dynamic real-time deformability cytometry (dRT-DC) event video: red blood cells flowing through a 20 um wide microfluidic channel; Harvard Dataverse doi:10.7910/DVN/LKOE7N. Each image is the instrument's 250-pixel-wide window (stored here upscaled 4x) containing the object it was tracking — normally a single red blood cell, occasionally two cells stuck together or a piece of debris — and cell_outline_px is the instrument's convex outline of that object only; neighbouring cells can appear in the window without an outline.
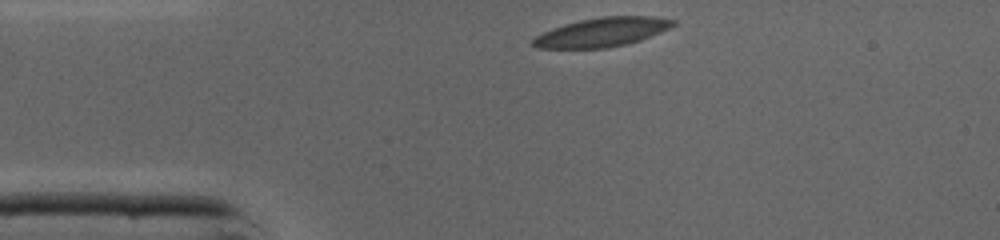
{"species": "common noctule bat (a hibernating species)", "species_latin": "Nyctalus noctula", "temperature_condition": "cold", "stored_images_in_passage": 29, "camera_frame_rate_fps": 3000, "um_per_image_px": 0.085, "animal": {"sex": "male", "body_mass_g": 19.0, "forearm_length_mm": 50.8}, "frame": {"image": 1, "passage_image": 1, "time_ms": 0.0, "image_size_px": [1000, 240], "cell_outline_px": [[676, 24], [660, 32], [640, 40], [628, 44], [608, 48], [536, 48], [532, 44], [532, 40], [536, 36], [544, 32], [564, 24], [580, 20], [604, 16], [652, 16], [676, 20]], "centroid_in_image_um": [51.19, 2.74], "position_along_channel_um": 33.8, "area_um2": 23.58}}
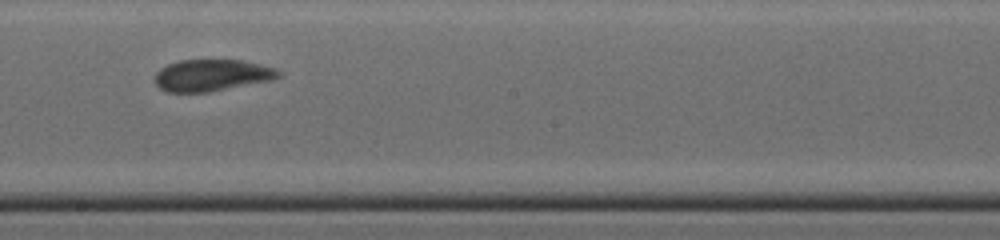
{"frame": {"image": 2, "passage_image": 17, "time_ms": 5.333, "image_size_px": [1000, 240], "cell_outline_px": [[280, 76], [268, 80], [208, 92], [168, 92], [160, 88], [152, 80], [156, 72], [160, 68], [168, 64], [180, 60], [244, 60], [276, 68], [280, 72]], "centroid_in_image_um": [17.94, 6.39], "position_along_channel_um": 230.3, "area_um2": 22.72}}
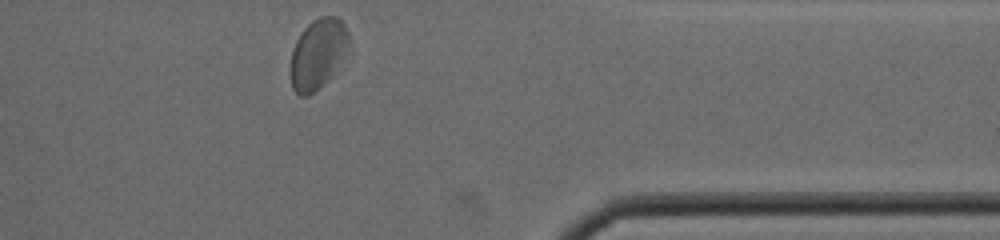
{"frame": {"image": 3, "passage_image": 29, "time_ms": 9.333, "image_size_px": [1000, 240], "cell_outline_px": [[348, 52], [324, 84], [308, 96], [300, 96], [292, 88], [292, 48], [296, 40], [304, 28], [312, 20], [320, 16], [336, 16], [344, 24], [348, 32]], "centroid_in_image_um": [27.03, 4.55], "position_along_channel_um": 384.4, "area_um2": 23.58}, "authors_computed_cell_mechanics": {"area_um2": 23.6402, "velocity_mm_per_s": 4.2866, "shape_relaxation_time_tau1_ms": 4.3037, "shape_relaxation_time_tau2_ms": 1.3547, "deformation_change_tau1": 0.1145, "deformation_change_tau2": 0.0577}}